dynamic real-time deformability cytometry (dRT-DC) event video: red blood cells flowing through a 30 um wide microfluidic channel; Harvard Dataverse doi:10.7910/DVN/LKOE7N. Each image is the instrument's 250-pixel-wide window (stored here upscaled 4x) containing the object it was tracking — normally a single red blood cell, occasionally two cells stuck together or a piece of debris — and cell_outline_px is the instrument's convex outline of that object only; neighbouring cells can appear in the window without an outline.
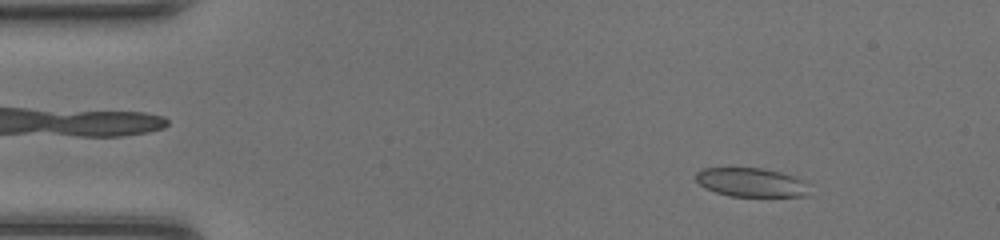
{"species": "common noctule bat (a hibernating species)", "species_latin": "Nyctalus noctula", "temperature_condition": "room temperature", "stored_images_in_passage": 46, "camera_frame_rate_fps": 3000, "um_per_image_px": 0.085, "animal": {"sex": "female", "body_mass_g": 20.0, "forearm_length_mm": 54.0}, "frame": {"image": 1, "passage_image": 5, "time_ms": 1.333, "image_size_px": [1000, 240], "cell_outline_px": [[812, 196], [728, 196], [704, 188], [696, 180], [696, 172], [704, 168], [760, 168], [780, 172], [796, 176], [804, 180], [808, 184]], "centroid_in_image_um": [63.91, 15.51], "position_along_channel_um": 21.1, "area_um2": 19.36}}
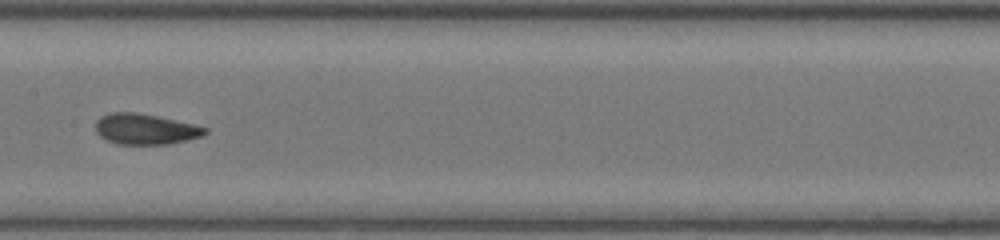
{"frame": {"image": 2, "passage_image": 23, "time_ms": 7.333, "image_size_px": [1000, 240], "cell_outline_px": [[208, 132], [204, 136], [168, 144], [116, 144], [104, 140], [96, 132], [96, 120], [100, 116], [108, 112], [136, 112], [156, 116], [192, 124], [208, 128]], "centroid_in_image_um": [12.32, 10.98], "position_along_channel_um": 195.1, "area_um2": 19.65}}
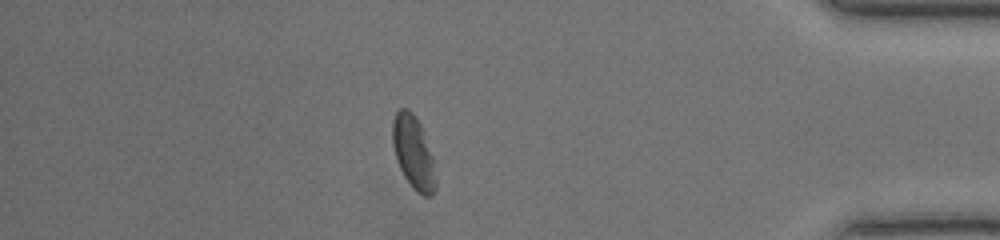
{"frame": {"image": 3, "passage_image": 40, "time_ms": 13.0, "image_size_px": [1000, 240], "cell_outline_px": [[436, 188], [432, 196], [424, 196], [416, 192], [412, 188], [404, 176], [396, 160], [392, 144], [392, 120], [396, 112], [400, 108], [408, 108], [416, 116], [420, 124], [432, 156], [436, 180]], "centroid_in_image_um": [35.12, 12.97], "position_along_channel_um": 400.1, "area_um2": 18.5}, "authors_computed_cell_mechanics": {"area_um2": 19.5364, "velocity_mm_per_s": 4.3273, "shape_relaxation_time_tau1_ms": 3.8326, "shape_relaxation_time_tau2_ms": 1.1238, "deformation_change_tau1": 0.1131, "deformation_change_tau2": 0.0601}}